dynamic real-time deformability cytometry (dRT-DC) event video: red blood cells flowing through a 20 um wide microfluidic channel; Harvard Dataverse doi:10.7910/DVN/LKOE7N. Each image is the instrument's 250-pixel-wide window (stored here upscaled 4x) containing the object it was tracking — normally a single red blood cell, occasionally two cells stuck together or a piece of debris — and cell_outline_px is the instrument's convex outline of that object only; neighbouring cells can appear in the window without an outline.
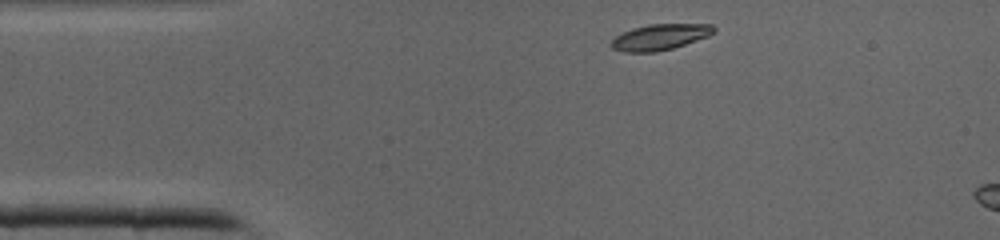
{"species": "common noctule bat (a hibernating species)", "species_latin": "Nyctalus noctula", "temperature_condition": "cold", "stored_images_in_passage": 4, "camera_frame_rate_fps": 3000, "um_per_image_px": 0.085, "animal": {"sex": "male", "body_mass_g": 19.0, "forearm_length_mm": 50.8}, "frame": {"image": 1, "passage_image": 1, "time_ms": 0.0, "image_size_px": [1000, 240], "cell_outline_px": [[716, 32], [708, 36], [672, 48], [656, 52], [624, 52], [612, 48], [608, 44], [616, 36], [632, 28], [648, 24], [712, 24], [716, 28]], "centroid_in_image_um": [56.09, 3.14], "position_along_channel_um": 28.9, "area_um2": 15.49}}